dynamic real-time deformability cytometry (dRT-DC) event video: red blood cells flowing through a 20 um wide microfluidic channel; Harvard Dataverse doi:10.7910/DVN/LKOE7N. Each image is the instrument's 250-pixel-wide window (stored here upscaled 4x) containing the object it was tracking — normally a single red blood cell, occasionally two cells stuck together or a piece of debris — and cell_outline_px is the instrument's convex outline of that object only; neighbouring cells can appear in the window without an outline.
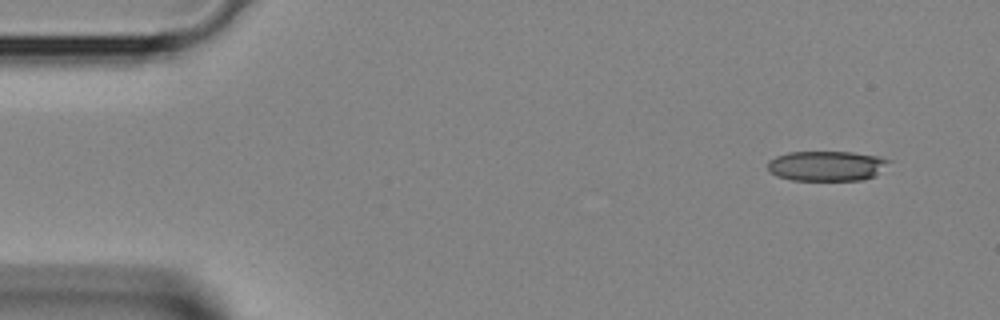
{"species": "Egyptian fruit bat (a non-hibernating species)", "species_latin": "Rousettus aegyptiacus", "temperature_condition": "room temperature", "stored_images_in_passage": 3, "camera_frame_rate_fps": 3000, "um_per_image_px": 0.085, "animal": {"sex": "female"}, "frame": {"image": 1, "passage_image": 1, "time_ms": 0.0, "image_size_px": [1000, 320], "cell_outline_px": [[892, 160], [876, 176], [864, 180], [792, 180], [776, 176], [768, 172], [768, 160], [776, 156], [788, 152], [852, 152], [880, 156]], "centroid_in_image_um": [70.27, 14.1], "position_along_channel_um": 14.7, "area_um2": 21.5}}
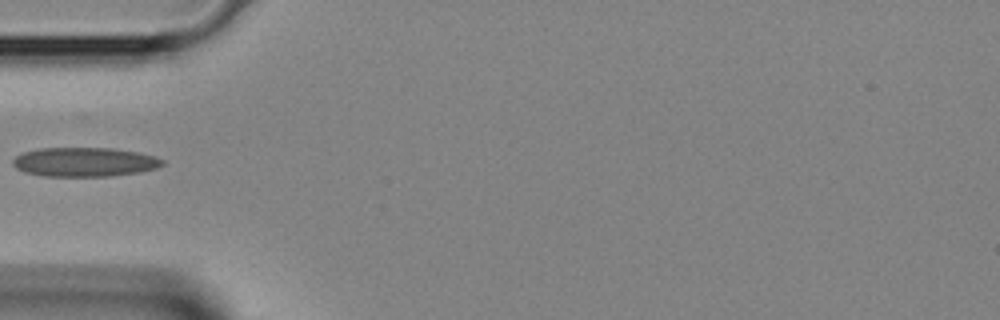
{"frame": {"image": 2, "passage_image": 3, "time_ms": 0.667, "image_size_px": [1000, 320], "cell_outline_px": [[164, 164], [156, 168], [140, 172], [108, 176], [44, 176], [24, 172], [16, 168], [12, 164], [12, 160], [16, 156], [24, 152], [40, 148], [112, 148], [136, 152], [152, 156], [164, 160]], "centroid_in_image_um": [7.15, 13.77], "position_along_channel_um": 77.8, "area_um2": 25.32}}